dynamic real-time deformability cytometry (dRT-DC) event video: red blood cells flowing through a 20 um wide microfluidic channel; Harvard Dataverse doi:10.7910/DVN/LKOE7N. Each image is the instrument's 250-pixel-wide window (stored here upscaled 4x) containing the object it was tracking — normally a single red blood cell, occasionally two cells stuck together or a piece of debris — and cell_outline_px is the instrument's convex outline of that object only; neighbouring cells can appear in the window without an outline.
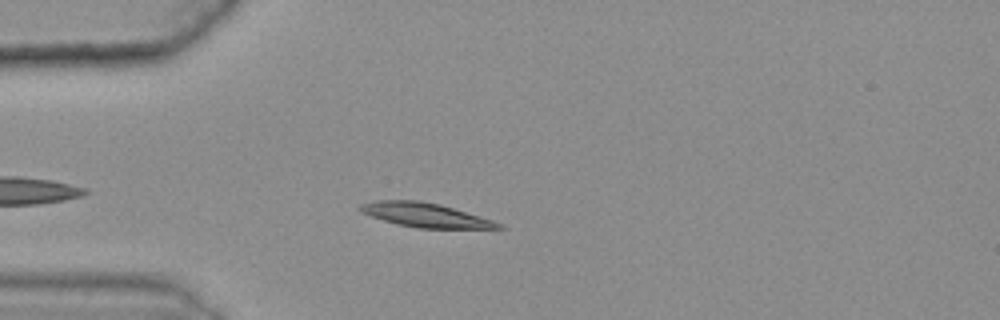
{"species": "common noctule bat (a hibernating species)", "species_latin": "Nyctalus noctula", "temperature_condition": "warm", "stored_images_in_passage": 34, "camera_frame_rate_fps": 3000, "um_per_image_px": 0.085, "animal": {"sex": "female", "body_mass_g": 25.1}, "frame": {"image": 1, "passage_image": 6, "time_ms": 1.667, "image_size_px": [1000, 320], "cell_outline_px": [[508, 228], [416, 228], [396, 224], [360, 212], [356, 208], [360, 204], [376, 200], [420, 200], [440, 204], [492, 220]], "centroid_in_image_um": [36.09, 18.27], "position_along_channel_um": 48.9, "area_um2": 19.36}}
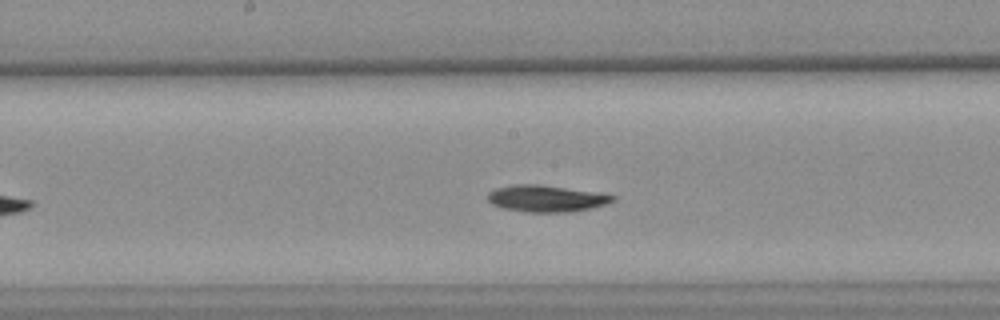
{"frame": {"image": 2, "passage_image": 20, "time_ms": 6.333, "image_size_px": [1000, 320], "cell_outline_px": [[616, 200], [608, 204], [592, 208], [568, 212], [524, 212], [504, 208], [492, 204], [488, 200], [488, 192], [496, 188], [512, 184], [540, 184], [600, 192], [616, 196]], "centroid_in_image_um": [46.48, 16.86], "position_along_channel_um": 201.7, "area_um2": 19.71}}
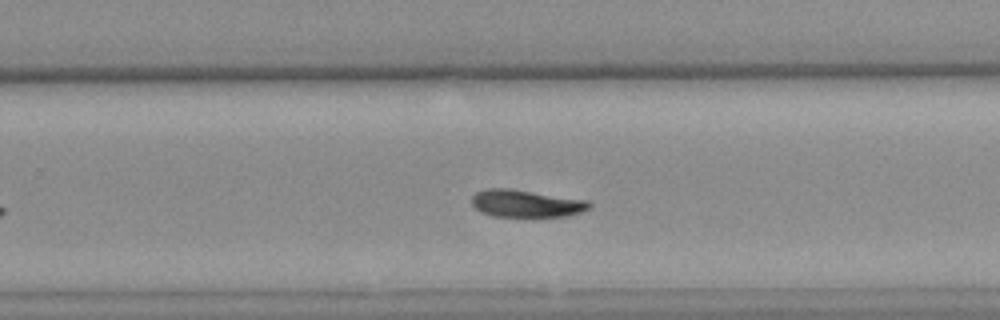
{"frame": {"image": 3, "passage_image": 27, "time_ms": 8.667, "image_size_px": [1000, 320], "cell_outline_px": [[592, 208], [568, 216], [496, 216], [480, 212], [472, 204], [472, 196], [476, 192], [484, 188], [508, 188], [588, 200], [592, 204]], "centroid_in_image_um": [44.73, 17.29], "position_along_channel_um": 285.1, "area_um2": 18.73}, "authors_computed_cell_mechanics": {"area_um2": 19.1318, "velocity_mm_per_s": 3.5755, "shape_relaxation_time_tau1_ms": 8.0406, "shape_relaxation_time_tau2_ms": null, "deformation_change_tau1": 0.1706, "deformation_change_tau2": null}}